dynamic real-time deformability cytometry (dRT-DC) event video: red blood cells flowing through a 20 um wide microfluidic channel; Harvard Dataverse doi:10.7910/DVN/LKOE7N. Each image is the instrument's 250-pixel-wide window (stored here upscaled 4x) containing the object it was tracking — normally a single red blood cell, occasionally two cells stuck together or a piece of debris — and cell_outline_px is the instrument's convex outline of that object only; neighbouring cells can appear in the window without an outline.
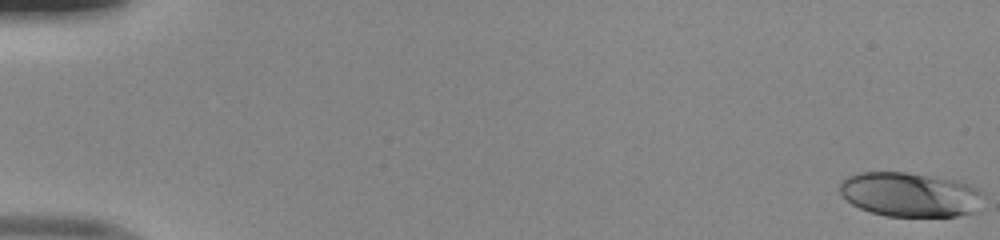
{"species": "human", "species_latin": "Homo sapiens", "temperature_condition": "room temperature", "stored_images_in_passage": 52, "camera_frame_rate_fps": 3000, "um_per_image_px": 0.085, "donor": {"sex": "male"}, "frame": {"image": 1, "passage_image": 1, "time_ms": 0.0, "image_size_px": [1000, 240], "cell_outline_px": [[984, 196], [972, 212], [956, 216], [888, 216], [872, 212], [860, 208], [852, 204], [840, 192], [840, 180], [848, 176], [860, 172], [904, 172], [952, 180], [968, 184], [984, 192]], "centroid_in_image_um": [77.31, 16.53], "position_along_channel_um": 7.7, "area_um2": 36.7}}
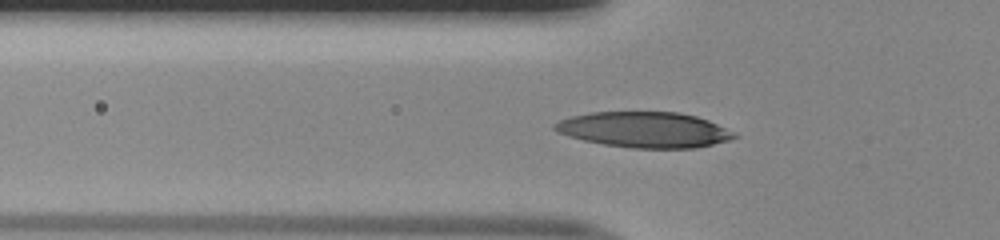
{"frame": {"image": 2, "passage_image": 19, "time_ms": 6.0, "image_size_px": [1000, 240], "cell_outline_px": [[736, 136], [728, 140], [696, 148], [632, 148], [604, 144], [584, 140], [568, 136], [552, 128], [552, 124], [560, 120], [572, 116], [588, 112], [680, 112], [696, 116], [708, 120], [724, 128]], "centroid_in_image_um": [54.71, 11.02], "position_along_channel_um": 71.1, "area_um2": 36.88}}
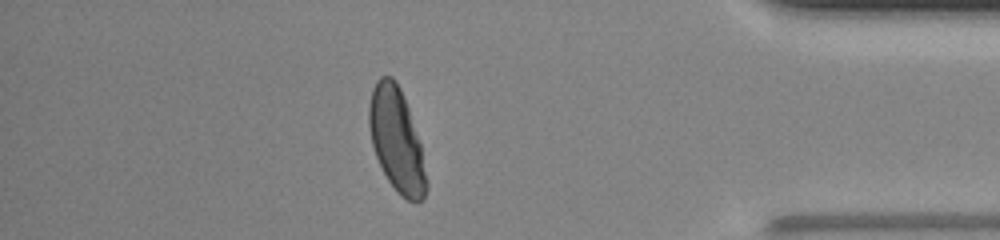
{"frame": {"image": 3, "passage_image": 46, "time_ms": 15.0, "image_size_px": [1000, 240], "cell_outline_px": [[428, 188], [424, 200], [416, 204], [400, 196], [388, 180], [376, 156], [372, 144], [368, 124], [368, 104], [372, 88], [376, 80], [380, 76], [392, 76], [396, 80], [400, 88], [408, 108], [420, 144], [428, 180]], "centroid_in_image_um": [33.71, 11.93], "position_along_channel_um": 401.5, "area_um2": 34.8}, "authors_computed_cell_mechanics": {"area_um2": 36.1539, "velocity_mm_per_s": 4.0158, "shape_relaxation_time_tau1_ms": 4.3537, "shape_relaxation_time_tau2_ms": 0.902, "deformation_change_tau1": 0.2008, "deformation_change_tau2": 0.0558}}